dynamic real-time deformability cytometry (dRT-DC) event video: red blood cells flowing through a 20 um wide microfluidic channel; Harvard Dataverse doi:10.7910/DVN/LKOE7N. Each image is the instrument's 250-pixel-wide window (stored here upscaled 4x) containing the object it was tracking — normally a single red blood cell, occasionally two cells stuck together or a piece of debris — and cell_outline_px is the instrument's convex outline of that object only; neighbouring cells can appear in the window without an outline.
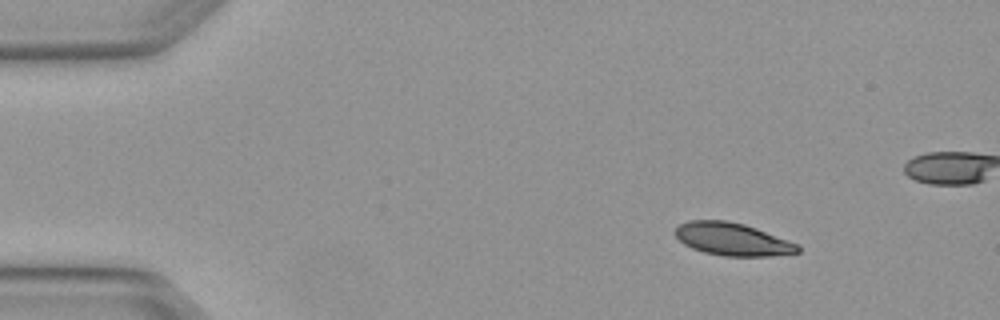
{"species": "Egyptian fruit bat (a non-hibernating species)", "species_latin": "Rousettus aegyptiacus", "temperature_condition": "warm", "stored_images_in_passage": 4, "camera_frame_rate_fps": 3000, "um_per_image_px": 0.085, "animal": {"sex": "female"}, "frame": {"image": 1, "passage_image": 1, "time_ms": 0.0, "image_size_px": [1000, 320], "cell_outline_px": [[800, 252], [768, 256], [724, 256], [704, 252], [692, 248], [684, 244], [672, 232], [680, 224], [688, 220], [728, 220], [744, 224], [756, 228], [800, 244]], "centroid_in_image_um": [62.26, 20.32], "position_along_channel_um": 22.7, "area_um2": 23.47}}